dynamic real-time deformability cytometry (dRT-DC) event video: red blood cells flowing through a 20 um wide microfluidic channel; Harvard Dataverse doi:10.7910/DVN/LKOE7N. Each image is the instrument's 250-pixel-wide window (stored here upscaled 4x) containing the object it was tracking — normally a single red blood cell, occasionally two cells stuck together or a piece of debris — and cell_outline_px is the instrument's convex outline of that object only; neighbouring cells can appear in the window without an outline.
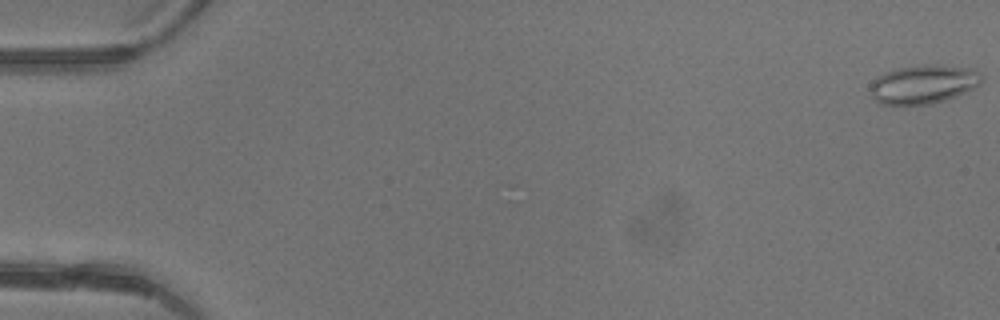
{"species": "common noctule bat (a hibernating species)", "species_latin": "Nyctalus noctula", "temperature_condition": "warm", "stored_images_in_passage": 48, "camera_frame_rate_fps": 3000, "um_per_image_px": 0.085, "animal": {"sex": "female"}, "frame": {"image": 1, "passage_image": 1, "time_ms": 0.0, "image_size_px": [1000, 320], "cell_outline_px": [[984, 80], [980, 84], [956, 96], [944, 100], [928, 104], [880, 104], [872, 96], [868, 88], [868, 84], [876, 76], [884, 72], [900, 68], [924, 64], [936, 64], [972, 68], [980, 72], [984, 76]], "centroid_in_image_um": [78.48, 7.14], "position_along_channel_um": 6.5, "area_um2": 25.43}}
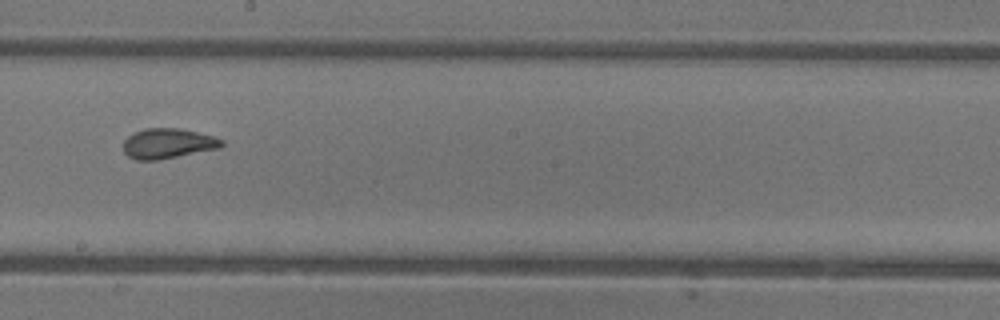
{"frame": {"image": 2, "passage_image": 28, "time_ms": 9.0, "image_size_px": [1000, 320], "cell_outline_px": [[224, 144], [220, 148], [156, 160], [136, 160], [128, 156], [124, 152], [124, 140], [128, 136], [144, 128], [180, 128], [212, 136], [224, 140]], "centroid_in_image_um": [14.27, 12.19], "position_along_channel_um": 233.9, "area_um2": 17.11}}
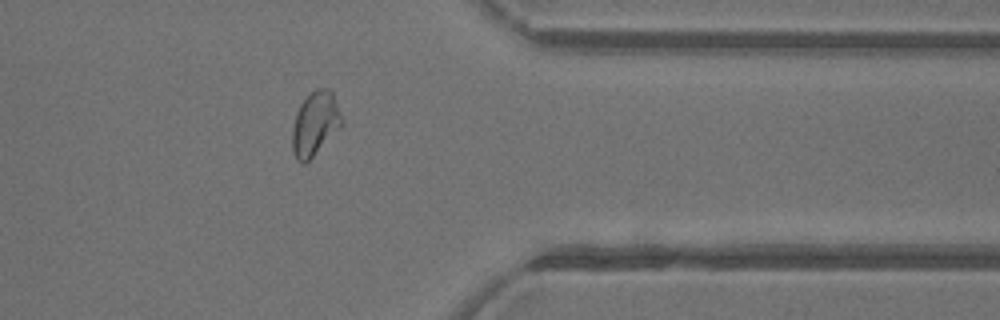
{"frame": {"image": 3, "passage_image": 39, "time_ms": 12.667, "image_size_px": [1000, 320], "cell_outline_px": [[344, 124], [304, 164], [300, 164], [296, 160], [292, 148], [292, 128], [296, 112], [300, 104], [316, 88], [328, 88], [332, 92], [344, 120]], "centroid_in_image_um": [26.78, 10.51], "position_along_channel_um": 384.6, "area_um2": 18.38}, "authors_computed_cell_mechanics": {"area_um2": 19.074, "velocity_mm_per_s": 4.421, "shape_relaxation_time_tau1_ms": null, "shape_relaxation_time_tau2_ms": 0.8629, "deformation_change_tau1": null, "deformation_change_tau2": 0.0582}}